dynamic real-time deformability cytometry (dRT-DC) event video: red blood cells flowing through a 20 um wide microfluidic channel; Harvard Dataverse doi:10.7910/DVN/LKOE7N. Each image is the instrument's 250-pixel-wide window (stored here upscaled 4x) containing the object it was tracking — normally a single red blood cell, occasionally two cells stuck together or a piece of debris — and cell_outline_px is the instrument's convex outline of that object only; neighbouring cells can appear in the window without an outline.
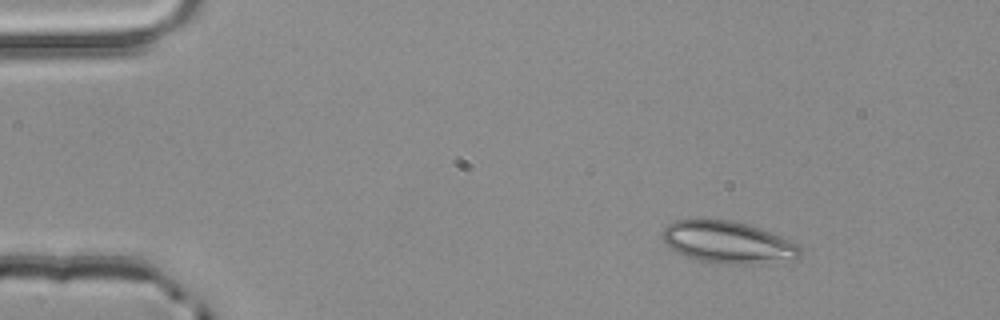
{"species": "common noctule bat (a hibernating species)", "species_latin": "Nyctalus noctula", "temperature_condition": "room temperature", "stored_images_in_passage": 3, "camera_frame_rate_fps": 3000, "um_per_image_px": 0.085, "animal": {"sex": "male", "body_mass_g": 20.4}, "frame": {"image": 1, "passage_image": 1, "time_ms": 0.0, "image_size_px": [1000, 320], "cell_outline_px": [[800, 256], [752, 264], [728, 264], [700, 260], [684, 256], [676, 252], [660, 236], [660, 232], [668, 224], [676, 220], [732, 220], [764, 228], [796, 244], [800, 248]], "centroid_in_image_um": [61.81, 20.57], "position_along_channel_um": 23.2, "area_um2": 33.18}}